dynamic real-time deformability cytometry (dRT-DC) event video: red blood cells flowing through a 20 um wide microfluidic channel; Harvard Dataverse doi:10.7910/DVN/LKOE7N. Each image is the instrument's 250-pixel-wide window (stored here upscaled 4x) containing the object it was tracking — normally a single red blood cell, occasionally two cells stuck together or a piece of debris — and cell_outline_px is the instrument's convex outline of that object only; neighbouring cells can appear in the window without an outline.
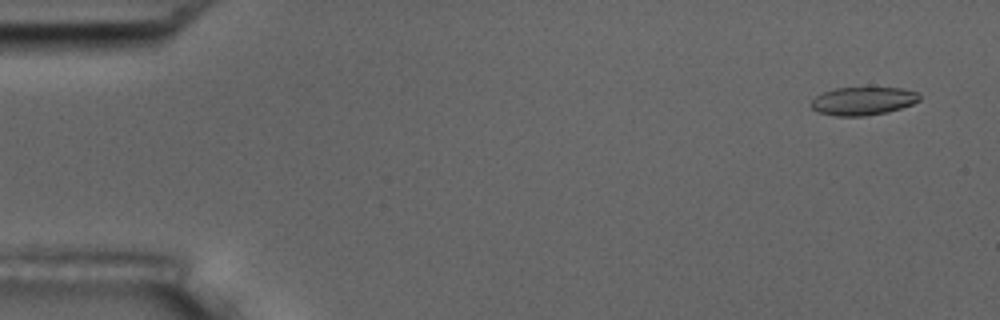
{"species": "common noctule bat (a hibernating species)", "species_latin": "Nyctalus noctula", "temperature_condition": "room temperature", "stored_images_in_passage": 5, "camera_frame_rate_fps": 3000, "um_per_image_px": 0.085, "animal": {"sex": "male", "body_mass_g": 17.5, "forearm_length_mm": 52.3}, "frame": {"image": 1, "passage_image": 1, "time_ms": 0.0, "image_size_px": [1000, 320], "cell_outline_px": [[920, 100], [912, 104], [888, 112], [864, 116], [836, 116], [816, 112], [812, 108], [812, 100], [816, 96], [824, 92], [836, 88], [904, 88], [916, 92], [920, 96]], "centroid_in_image_um": [73.35, 8.59], "position_along_channel_um": 11.6, "area_um2": 17.69}}
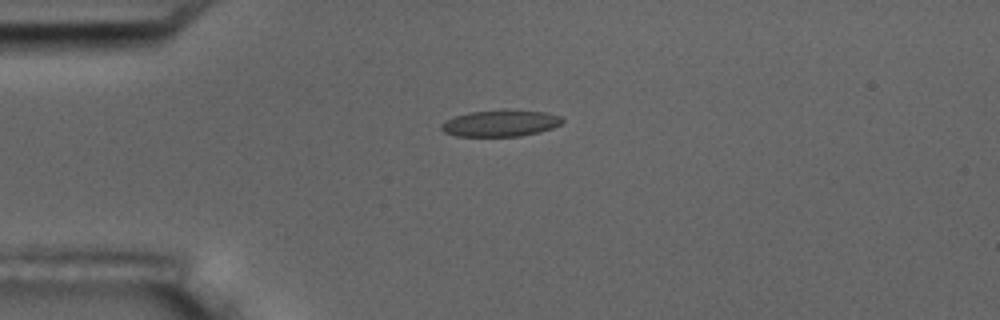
{"frame": {"image": 2, "passage_image": 4, "time_ms": 3.667, "image_size_px": [1000, 320], "cell_outline_px": [[564, 120], [560, 124], [552, 128], [520, 136], [456, 136], [444, 132], [440, 128], [440, 124], [456, 116], [468, 112], [504, 108], [548, 112], [560, 116]], "centroid_in_image_um": [42.54, 10.45], "position_along_channel_um": 42.5, "area_um2": 18.96}}